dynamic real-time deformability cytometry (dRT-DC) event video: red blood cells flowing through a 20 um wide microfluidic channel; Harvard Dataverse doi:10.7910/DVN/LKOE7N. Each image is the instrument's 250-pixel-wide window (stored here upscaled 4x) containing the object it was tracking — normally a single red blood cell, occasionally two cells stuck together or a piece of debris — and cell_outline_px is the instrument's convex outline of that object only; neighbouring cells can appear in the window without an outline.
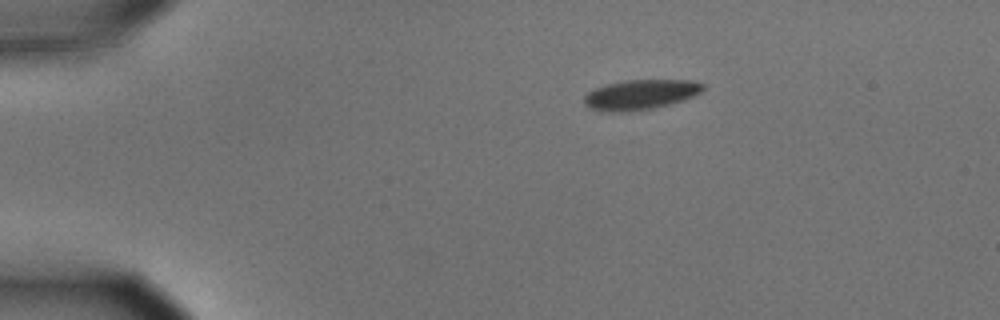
{"species": "common noctule bat (a hibernating species)", "species_latin": "Nyctalus noctula", "temperature_condition": "cold", "stored_images_in_passage": 3, "camera_frame_rate_fps": 3000, "um_per_image_px": 0.085, "animal": {"sex": "male", "body_mass_g": 15.6}, "frame": {"image": 1, "passage_image": 1, "time_ms": 0.0, "image_size_px": [1000, 320], "cell_outline_px": [[704, 88], [700, 92], [684, 100], [652, 108], [624, 112], [600, 112], [588, 108], [584, 104], [584, 96], [588, 92], [604, 84], [624, 80], [692, 80], [704, 84]], "centroid_in_image_um": [54.38, 8.04], "position_along_channel_um": 30.6, "area_um2": 20.87}}